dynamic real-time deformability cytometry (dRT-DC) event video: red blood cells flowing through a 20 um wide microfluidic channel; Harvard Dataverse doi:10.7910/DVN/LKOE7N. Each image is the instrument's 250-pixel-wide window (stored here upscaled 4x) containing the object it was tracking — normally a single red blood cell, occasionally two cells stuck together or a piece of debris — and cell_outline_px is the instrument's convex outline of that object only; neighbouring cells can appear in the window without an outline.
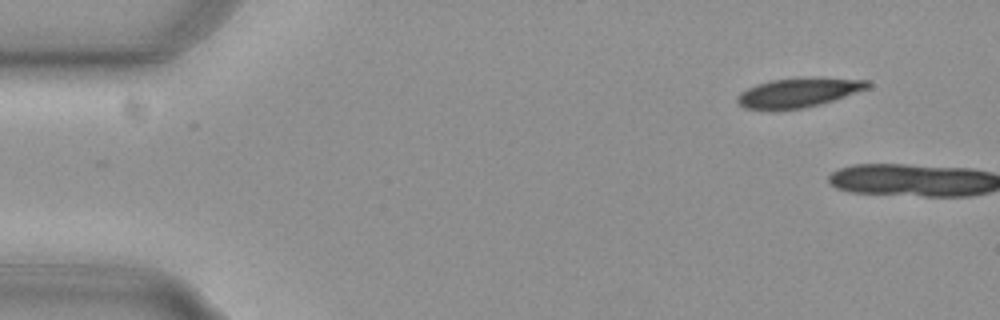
{"species": "common noctule bat (a hibernating species)", "species_latin": "Nyctalus noctula", "temperature_condition": "cold", "stored_images_in_passage": 2, "camera_frame_rate_fps": 3000, "um_per_image_px": 0.085, "animal": {"sex": "female", "body_mass_g": 29.2, "forearm_length_mm": 56.3}, "frame": {"image": 1, "passage_image": 1, "time_ms": 0.0, "image_size_px": [1000, 320], "cell_outline_px": [[872, 84], [868, 88], [820, 104], [800, 108], [772, 112], [744, 108], [736, 100], [736, 96], [740, 92], [756, 84], [772, 80], [796, 76], [824, 76], [868, 80]], "centroid_in_image_um": [67.84, 7.85], "position_along_channel_um": 17.2, "area_um2": 23.18}}